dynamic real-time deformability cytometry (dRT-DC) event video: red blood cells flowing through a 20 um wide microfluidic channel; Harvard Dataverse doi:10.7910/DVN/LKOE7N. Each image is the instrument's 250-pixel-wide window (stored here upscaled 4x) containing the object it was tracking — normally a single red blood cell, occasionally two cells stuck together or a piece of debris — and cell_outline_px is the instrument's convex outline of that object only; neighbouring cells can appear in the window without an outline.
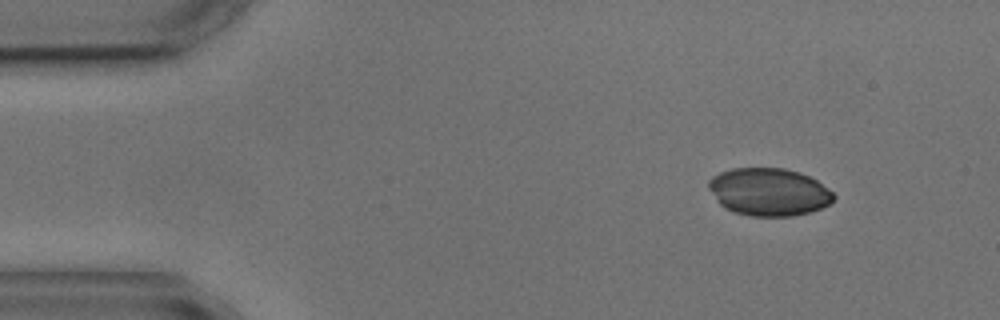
{"species": "common noctule bat (a hibernating species)", "species_latin": "Nyctalus noctula", "temperature_condition": "cold", "stored_images_in_passage": 5, "camera_frame_rate_fps": 3000, "um_per_image_px": 0.085, "animal": {"sex": "male", "body_mass_g": 17.9, "forearm_length_mm": 54.2}, "frame": {"image": 1, "passage_image": 1, "time_ms": 0.0, "image_size_px": [1000, 320], "cell_outline_px": [[836, 196], [828, 204], [820, 208], [808, 212], [792, 216], [752, 216], [732, 212], [724, 208], [716, 200], [708, 188], [708, 180], [712, 176], [720, 172], [732, 168], [784, 168], [800, 172], [816, 180], [828, 188]], "centroid_in_image_um": [65.32, 16.31], "position_along_channel_um": 19.7, "area_um2": 34.8}}